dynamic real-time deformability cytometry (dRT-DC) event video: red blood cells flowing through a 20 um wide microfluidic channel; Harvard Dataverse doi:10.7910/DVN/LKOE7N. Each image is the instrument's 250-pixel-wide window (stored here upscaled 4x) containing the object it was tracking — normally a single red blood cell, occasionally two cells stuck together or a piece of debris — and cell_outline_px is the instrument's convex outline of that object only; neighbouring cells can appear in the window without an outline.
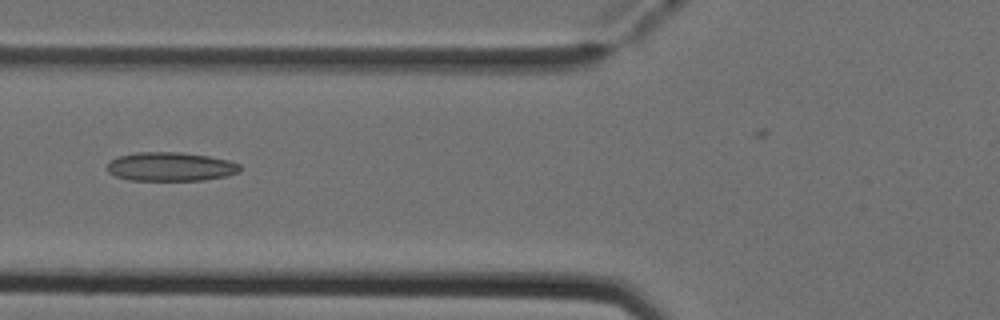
{"species": "Egyptian fruit bat (a non-hibernating species)", "species_latin": "Rousettus aegyptiacus", "temperature_condition": "cold", "stored_images_in_passage": 4, "camera_frame_rate_fps": 3000, "um_per_image_px": 0.085, "animal": {"sex": "female"}, "frame": {"image": 1, "passage_image": 4, "time_ms": 1.0, "image_size_px": [1000, 320], "cell_outline_px": [[240, 172], [228, 176], [204, 180], [128, 180], [116, 176], [108, 172], [108, 164], [116, 156], [136, 152], [180, 152], [208, 156], [228, 160], [240, 164]], "centroid_in_image_um": [14.51, 14.16], "position_along_channel_um": 111.3, "area_um2": 22.43}}